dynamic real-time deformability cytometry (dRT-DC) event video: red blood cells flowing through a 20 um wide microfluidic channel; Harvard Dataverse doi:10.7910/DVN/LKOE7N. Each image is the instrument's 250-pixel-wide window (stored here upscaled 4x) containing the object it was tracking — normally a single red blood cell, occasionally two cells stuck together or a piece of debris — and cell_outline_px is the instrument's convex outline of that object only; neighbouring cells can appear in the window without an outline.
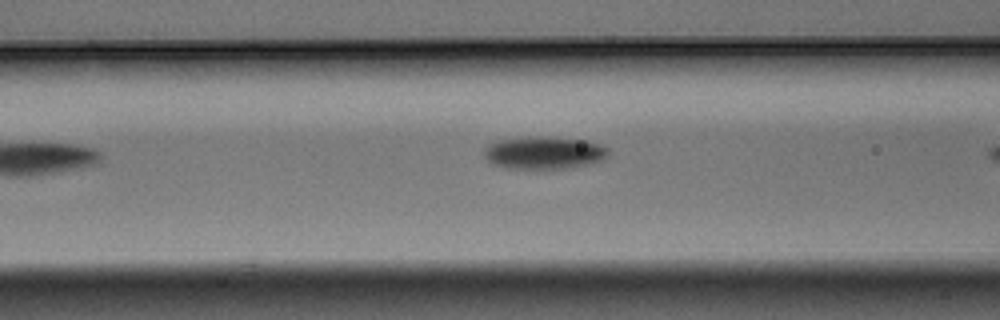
{"species": "Egyptian fruit bat (a non-hibernating species)", "species_latin": "Rousettus aegyptiacus", "temperature_condition": "warm", "stored_images_in_passage": 7, "camera_frame_rate_fps": 3000, "um_per_image_px": 0.085, "animal": {"sex": "male"}, "frame": {"image": 1, "passage_image": 3, "time_ms": 0.667, "image_size_px": [1000, 320], "cell_outline_px": [[608, 156], [604, 160], [572, 168], [504, 168], [492, 164], [484, 156], [484, 148], [488, 144], [496, 140], [528, 136], [548, 136], [588, 140], [600, 144], [608, 148]], "centroid_in_image_um": [46.25, 12.96], "position_along_channel_um": 120.4, "area_um2": 24.04}}
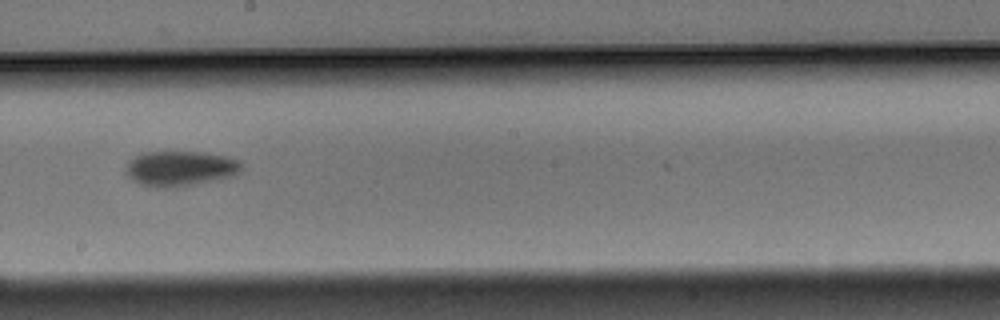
{"frame": {"image": 2, "passage_image": 6, "time_ms": 1.667, "image_size_px": [1000, 320], "cell_outline_px": [[244, 168], [236, 176], [176, 188], [156, 188], [140, 184], [132, 180], [124, 172], [124, 168], [128, 160], [140, 152], [204, 152], [228, 156], [240, 160], [244, 164]], "centroid_in_image_um": [15.34, 14.33], "position_along_channel_um": 232.9, "area_um2": 24.57}}
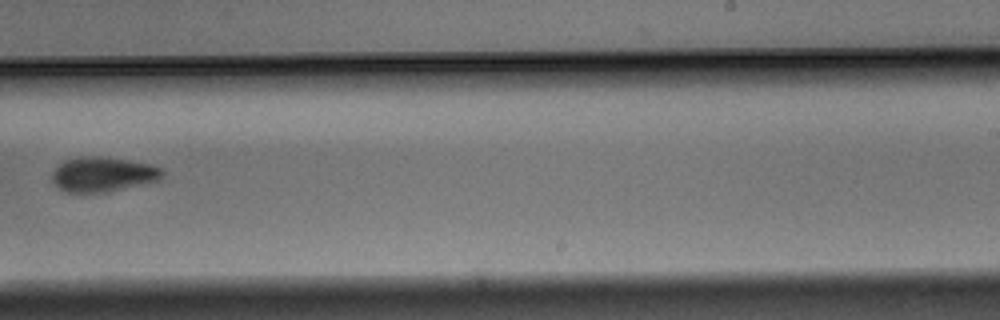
{"frame": {"image": 3, "passage_image": 7, "time_ms": 2.0, "image_size_px": [1000, 320], "cell_outline_px": [[164, 172], [160, 180], [108, 192], [64, 192], [52, 180], [52, 172], [64, 160], [80, 156], [100, 156], [128, 160], [148, 164], [160, 168]], "centroid_in_image_um": [8.74, 14.81], "position_along_channel_um": 280.3, "area_um2": 22.25}}